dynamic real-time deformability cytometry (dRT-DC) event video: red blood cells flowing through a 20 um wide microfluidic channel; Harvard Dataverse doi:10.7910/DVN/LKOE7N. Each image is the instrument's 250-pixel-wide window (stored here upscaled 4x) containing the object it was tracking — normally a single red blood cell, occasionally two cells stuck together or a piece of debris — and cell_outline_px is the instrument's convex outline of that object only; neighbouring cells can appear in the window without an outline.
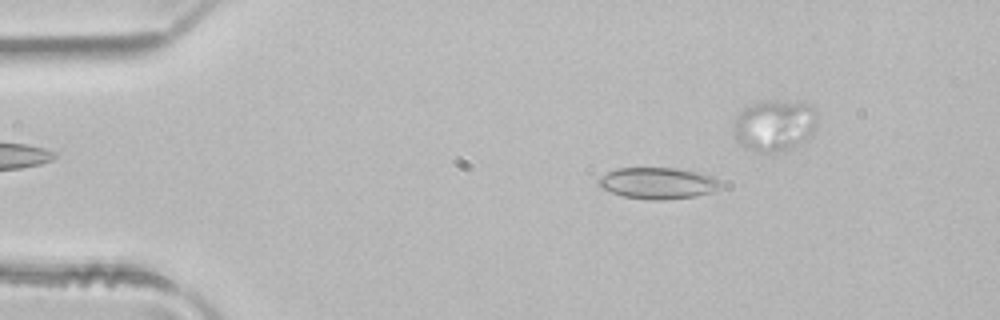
{"species": "common noctule bat (a hibernating species)", "species_latin": "Nyctalus noctula", "temperature_condition": "room temperature", "stored_images_in_passage": 7, "camera_frame_rate_fps": 3000, "um_per_image_px": 0.085, "animal": {"sex": "male", "body_mass_g": 21.5, "forearm_length_mm": 52.0}, "frame": {"image": 1, "passage_image": 1, "time_ms": 0.0, "image_size_px": [1000, 320], "cell_outline_px": [[720, 188], [696, 196], [660, 200], [652, 200], [624, 196], [612, 192], [604, 188], [600, 184], [600, 176], [616, 168], [676, 168], [700, 172], [712, 176], [720, 180]], "centroid_in_image_um": [55.95, 15.55], "position_along_channel_um": 29.0, "area_um2": 22.02}}
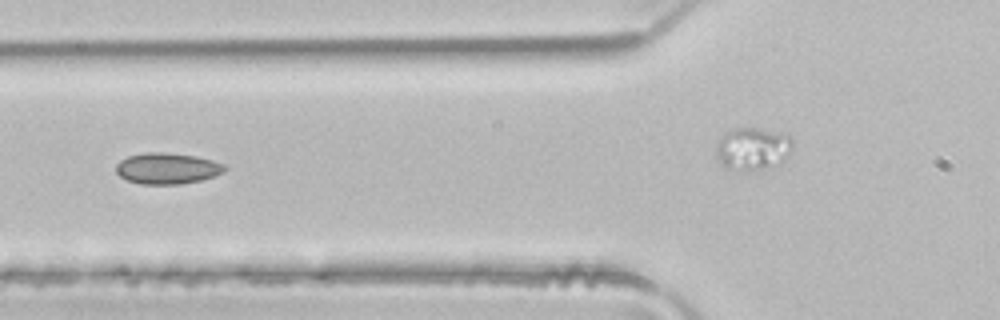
{"frame": {"image": 2, "passage_image": 4, "time_ms": 1.0, "image_size_px": [1000, 320], "cell_outline_px": [[228, 168], [224, 172], [216, 176], [200, 180], [180, 184], [140, 184], [128, 180], [120, 176], [116, 172], [116, 164], [120, 160], [128, 156], [144, 152], [164, 152], [196, 156], [212, 160], [224, 164]], "centroid_in_image_um": [14.23, 14.31], "position_along_channel_um": 111.6, "area_um2": 19.83}}
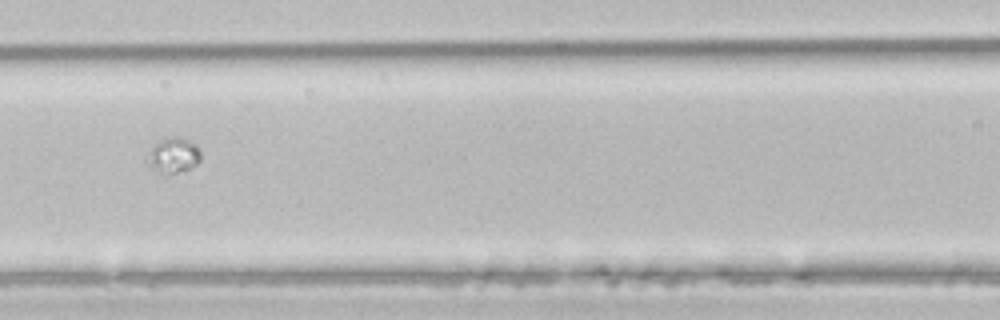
{"frame": {"image": 3, "passage_image": 6, "time_ms": 1.667, "image_size_px": [1000, 320], "cell_outline_px": [[200, 160], [196, 164], [188, 168], [176, 172], [156, 172], [144, 160], [152, 148], [164, 136], [180, 136], [196, 144], [200, 148]], "centroid_in_image_um": [14.72, 13.15], "position_along_channel_um": 151.9, "area_um2": 10.92}}